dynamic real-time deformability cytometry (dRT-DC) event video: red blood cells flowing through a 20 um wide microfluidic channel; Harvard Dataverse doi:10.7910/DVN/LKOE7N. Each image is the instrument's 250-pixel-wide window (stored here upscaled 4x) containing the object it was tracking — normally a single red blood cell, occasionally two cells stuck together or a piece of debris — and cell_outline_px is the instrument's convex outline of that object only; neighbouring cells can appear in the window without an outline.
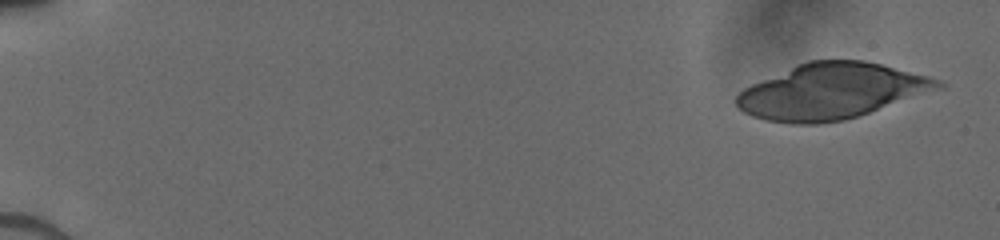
{"species": "human", "species_latin": "Homo sapiens", "temperature_condition": "cold", "stored_images_in_passage": 16, "camera_frame_rate_fps": 3000, "um_per_image_px": 0.085, "donor": {"sex": "male"}, "frame": {"image": 1, "passage_image": 1, "time_ms": 0.0, "image_size_px": [1000, 240], "cell_outline_px": [[948, 84], [944, 88], [844, 120], [816, 124], [792, 124], [768, 120], [752, 116], [744, 112], [736, 104], [736, 96], [744, 88], [752, 84], [796, 64], [808, 60], [864, 60], [928, 76], [940, 80]], "centroid_in_image_um": [70.69, 7.75], "position_along_channel_um": 14.3, "area_um2": 65.03}}